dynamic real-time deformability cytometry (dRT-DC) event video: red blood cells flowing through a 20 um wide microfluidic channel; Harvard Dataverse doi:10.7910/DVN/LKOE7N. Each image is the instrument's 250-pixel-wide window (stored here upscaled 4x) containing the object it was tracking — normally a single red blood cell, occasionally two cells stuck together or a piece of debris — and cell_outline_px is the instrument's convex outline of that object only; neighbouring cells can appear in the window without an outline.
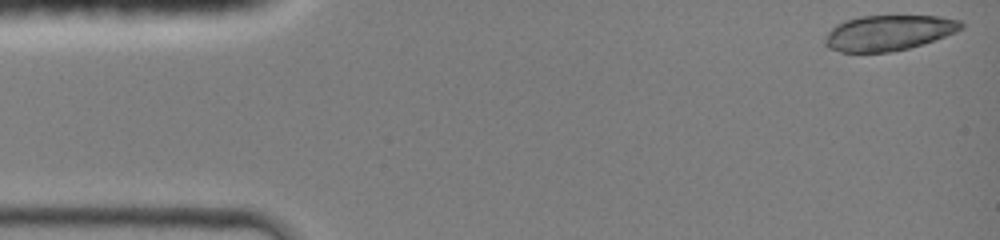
{"species": "common noctule bat (a hibernating species)", "species_latin": "Nyctalus noctula", "temperature_condition": "room temperature", "stored_images_in_passage": 41, "segment_of_instrument_passage": [1, 2], "camera_frame_rate_fps": 3000, "um_per_image_px": 0.085, "animal": {"sex": "female", "body_mass_g": 19.0, "forearm_length_mm": 51.5}, "frame": {"image": 1, "passage_image": 1, "time_ms": 0.0, "image_size_px": [1000, 240], "cell_outline_px": [[964, 28], [956, 32], [908, 48], [888, 52], [840, 52], [828, 48], [824, 44], [824, 40], [828, 32], [836, 24], [844, 20], [860, 16], [940, 16], [960, 20], [964, 24]], "centroid_in_image_um": [75.5, 2.78], "position_along_channel_um": 9.5, "area_um2": 28.03}}
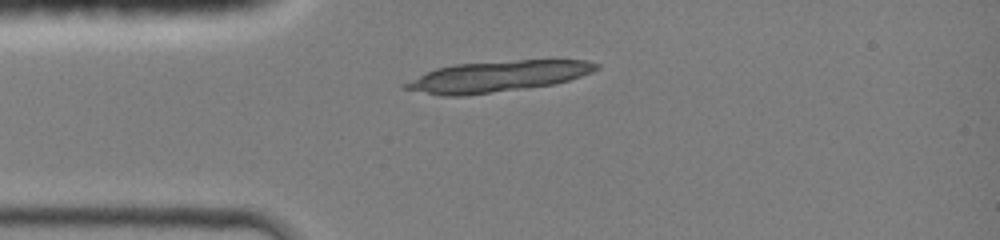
{"frame": {"image": 2, "passage_image": 10, "time_ms": 3.0, "image_size_px": [1000, 240], "cell_outline_px": [[600, 68], [592, 72], [568, 80], [552, 84], [464, 96], [440, 96], [404, 88], [404, 84], [436, 68], [456, 64], [516, 60], [588, 60], [600, 64]], "centroid_in_image_um": [42.35, 6.49], "position_along_channel_um": 42.7, "area_um2": 33.93}}